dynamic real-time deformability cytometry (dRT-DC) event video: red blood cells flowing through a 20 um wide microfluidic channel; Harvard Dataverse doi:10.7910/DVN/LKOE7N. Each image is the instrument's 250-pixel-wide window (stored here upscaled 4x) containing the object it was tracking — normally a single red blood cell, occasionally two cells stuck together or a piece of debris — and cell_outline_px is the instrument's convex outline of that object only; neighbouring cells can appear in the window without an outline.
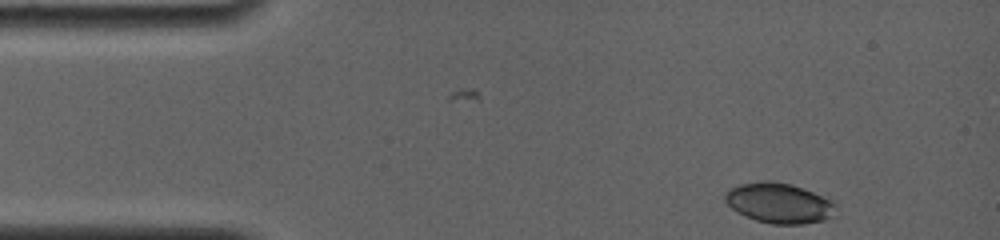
{"species": "common noctule bat (a hibernating species)", "species_latin": "Nyctalus noctula", "temperature_condition": "room temperature", "stored_images_in_passage": 3, "camera_frame_rate_fps": 4000, "um_per_image_px": 0.085, "animal": {"sex": "female", "body_mass_g": 19.0, "forearm_length_mm": 56.7}, "frame": {"image": 1, "passage_image": 3, "time_ms": 0.5, "image_size_px": [1000, 240], "cell_outline_px": [[836, 216], [824, 220], [804, 224], [772, 224], [756, 220], [736, 212], [724, 200], [724, 196], [728, 188], [740, 184], [760, 180], [772, 180], [792, 184], [836, 200]], "centroid_in_image_um": [66.27, 17.25], "position_along_channel_um": 18.7, "area_um2": 26.59}}